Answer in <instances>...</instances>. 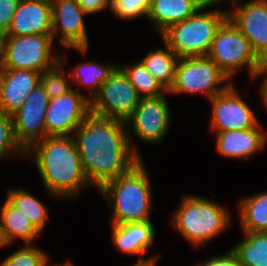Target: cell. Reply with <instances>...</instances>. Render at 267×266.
<instances>
[{
	"label": "cell",
	"instance_id": "cell-1",
	"mask_svg": "<svg viewBox=\"0 0 267 266\" xmlns=\"http://www.w3.org/2000/svg\"><path fill=\"white\" fill-rule=\"evenodd\" d=\"M72 137L83 172L97 190L142 159L133 151L123 121L90 113Z\"/></svg>",
	"mask_w": 267,
	"mask_h": 266
},
{
	"label": "cell",
	"instance_id": "cell-2",
	"mask_svg": "<svg viewBox=\"0 0 267 266\" xmlns=\"http://www.w3.org/2000/svg\"><path fill=\"white\" fill-rule=\"evenodd\" d=\"M51 197L72 200L89 186L72 136H47L25 152Z\"/></svg>",
	"mask_w": 267,
	"mask_h": 266
},
{
	"label": "cell",
	"instance_id": "cell-3",
	"mask_svg": "<svg viewBox=\"0 0 267 266\" xmlns=\"http://www.w3.org/2000/svg\"><path fill=\"white\" fill-rule=\"evenodd\" d=\"M147 171L141 159L128 172L108 181L98 190L111 209L110 224L151 220L153 192Z\"/></svg>",
	"mask_w": 267,
	"mask_h": 266
},
{
	"label": "cell",
	"instance_id": "cell-4",
	"mask_svg": "<svg viewBox=\"0 0 267 266\" xmlns=\"http://www.w3.org/2000/svg\"><path fill=\"white\" fill-rule=\"evenodd\" d=\"M170 218L171 227L194 248L212 242L232 224L226 207L203 196L185 194Z\"/></svg>",
	"mask_w": 267,
	"mask_h": 266
},
{
	"label": "cell",
	"instance_id": "cell-5",
	"mask_svg": "<svg viewBox=\"0 0 267 266\" xmlns=\"http://www.w3.org/2000/svg\"><path fill=\"white\" fill-rule=\"evenodd\" d=\"M223 2L224 0H209L194 15L168 27L160 34L163 43L179 58L207 56L216 31L228 18V10H205Z\"/></svg>",
	"mask_w": 267,
	"mask_h": 266
},
{
	"label": "cell",
	"instance_id": "cell-6",
	"mask_svg": "<svg viewBox=\"0 0 267 266\" xmlns=\"http://www.w3.org/2000/svg\"><path fill=\"white\" fill-rule=\"evenodd\" d=\"M53 44L52 34L1 36L0 69L49 70L60 61Z\"/></svg>",
	"mask_w": 267,
	"mask_h": 266
},
{
	"label": "cell",
	"instance_id": "cell-7",
	"mask_svg": "<svg viewBox=\"0 0 267 266\" xmlns=\"http://www.w3.org/2000/svg\"><path fill=\"white\" fill-rule=\"evenodd\" d=\"M207 56L230 80L245 66L252 80L265 65L255 54L248 38L229 18L216 31Z\"/></svg>",
	"mask_w": 267,
	"mask_h": 266
},
{
	"label": "cell",
	"instance_id": "cell-8",
	"mask_svg": "<svg viewBox=\"0 0 267 266\" xmlns=\"http://www.w3.org/2000/svg\"><path fill=\"white\" fill-rule=\"evenodd\" d=\"M231 84L229 77L208 56L184 57L177 62L175 79L168 94H204L211 100Z\"/></svg>",
	"mask_w": 267,
	"mask_h": 266
},
{
	"label": "cell",
	"instance_id": "cell-9",
	"mask_svg": "<svg viewBox=\"0 0 267 266\" xmlns=\"http://www.w3.org/2000/svg\"><path fill=\"white\" fill-rule=\"evenodd\" d=\"M167 95L168 92L158 97L141 98L131 117L125 122L130 145L140 158L142 156L132 141L133 137L150 145L160 144L167 137L172 116Z\"/></svg>",
	"mask_w": 267,
	"mask_h": 266
},
{
	"label": "cell",
	"instance_id": "cell-10",
	"mask_svg": "<svg viewBox=\"0 0 267 266\" xmlns=\"http://www.w3.org/2000/svg\"><path fill=\"white\" fill-rule=\"evenodd\" d=\"M140 99L127 75L118 66L91 100V113L126 122Z\"/></svg>",
	"mask_w": 267,
	"mask_h": 266
},
{
	"label": "cell",
	"instance_id": "cell-11",
	"mask_svg": "<svg viewBox=\"0 0 267 266\" xmlns=\"http://www.w3.org/2000/svg\"><path fill=\"white\" fill-rule=\"evenodd\" d=\"M52 38L63 49L86 54L89 46L86 22L88 15L76 0H52ZM58 37V39H57Z\"/></svg>",
	"mask_w": 267,
	"mask_h": 266
},
{
	"label": "cell",
	"instance_id": "cell-12",
	"mask_svg": "<svg viewBox=\"0 0 267 266\" xmlns=\"http://www.w3.org/2000/svg\"><path fill=\"white\" fill-rule=\"evenodd\" d=\"M90 113L88 96L74 88L50 99L44 119L48 136H72Z\"/></svg>",
	"mask_w": 267,
	"mask_h": 266
},
{
	"label": "cell",
	"instance_id": "cell-13",
	"mask_svg": "<svg viewBox=\"0 0 267 266\" xmlns=\"http://www.w3.org/2000/svg\"><path fill=\"white\" fill-rule=\"evenodd\" d=\"M49 100L44 87L39 83L22 106L12 114L16 141L25 152L48 136L44 119Z\"/></svg>",
	"mask_w": 267,
	"mask_h": 266
},
{
	"label": "cell",
	"instance_id": "cell-14",
	"mask_svg": "<svg viewBox=\"0 0 267 266\" xmlns=\"http://www.w3.org/2000/svg\"><path fill=\"white\" fill-rule=\"evenodd\" d=\"M233 84L211 100V131L214 133L231 130H246L260 121L248 103L239 95Z\"/></svg>",
	"mask_w": 267,
	"mask_h": 266
},
{
	"label": "cell",
	"instance_id": "cell-15",
	"mask_svg": "<svg viewBox=\"0 0 267 266\" xmlns=\"http://www.w3.org/2000/svg\"><path fill=\"white\" fill-rule=\"evenodd\" d=\"M234 4L228 18L248 38L255 54L267 64V0H225ZM238 3V4H237Z\"/></svg>",
	"mask_w": 267,
	"mask_h": 266
},
{
	"label": "cell",
	"instance_id": "cell-16",
	"mask_svg": "<svg viewBox=\"0 0 267 266\" xmlns=\"http://www.w3.org/2000/svg\"><path fill=\"white\" fill-rule=\"evenodd\" d=\"M112 245L125 255L138 256L137 262L158 260L159 255L149 258L143 255L154 244L156 228L149 220L146 222H134L125 224H110Z\"/></svg>",
	"mask_w": 267,
	"mask_h": 266
},
{
	"label": "cell",
	"instance_id": "cell-17",
	"mask_svg": "<svg viewBox=\"0 0 267 266\" xmlns=\"http://www.w3.org/2000/svg\"><path fill=\"white\" fill-rule=\"evenodd\" d=\"M262 127L258 123L255 127L246 130L214 133L217 153L230 159L249 160L266 146L267 135Z\"/></svg>",
	"mask_w": 267,
	"mask_h": 266
},
{
	"label": "cell",
	"instance_id": "cell-18",
	"mask_svg": "<svg viewBox=\"0 0 267 266\" xmlns=\"http://www.w3.org/2000/svg\"><path fill=\"white\" fill-rule=\"evenodd\" d=\"M41 72L0 69V110L12 115L40 83Z\"/></svg>",
	"mask_w": 267,
	"mask_h": 266
},
{
	"label": "cell",
	"instance_id": "cell-19",
	"mask_svg": "<svg viewBox=\"0 0 267 266\" xmlns=\"http://www.w3.org/2000/svg\"><path fill=\"white\" fill-rule=\"evenodd\" d=\"M52 34L51 2L20 0L10 28L2 36Z\"/></svg>",
	"mask_w": 267,
	"mask_h": 266
},
{
	"label": "cell",
	"instance_id": "cell-20",
	"mask_svg": "<svg viewBox=\"0 0 267 266\" xmlns=\"http://www.w3.org/2000/svg\"><path fill=\"white\" fill-rule=\"evenodd\" d=\"M209 0H152L147 20L152 22V29L164 32L173 24L194 15Z\"/></svg>",
	"mask_w": 267,
	"mask_h": 266
},
{
	"label": "cell",
	"instance_id": "cell-21",
	"mask_svg": "<svg viewBox=\"0 0 267 266\" xmlns=\"http://www.w3.org/2000/svg\"><path fill=\"white\" fill-rule=\"evenodd\" d=\"M0 224L10 244L15 243L18 238L25 245H32L41 233L27 216L13 207L6 199L0 207Z\"/></svg>",
	"mask_w": 267,
	"mask_h": 266
},
{
	"label": "cell",
	"instance_id": "cell-22",
	"mask_svg": "<svg viewBox=\"0 0 267 266\" xmlns=\"http://www.w3.org/2000/svg\"><path fill=\"white\" fill-rule=\"evenodd\" d=\"M119 66L118 63L105 62L97 63V61L82 62L72 68L69 73L72 79L73 85H78L77 90L80 88H86L89 91V100L100 91L101 85L106 81L114 70Z\"/></svg>",
	"mask_w": 267,
	"mask_h": 266
},
{
	"label": "cell",
	"instance_id": "cell-23",
	"mask_svg": "<svg viewBox=\"0 0 267 266\" xmlns=\"http://www.w3.org/2000/svg\"><path fill=\"white\" fill-rule=\"evenodd\" d=\"M238 202L242 232H267V191L240 198Z\"/></svg>",
	"mask_w": 267,
	"mask_h": 266
},
{
	"label": "cell",
	"instance_id": "cell-24",
	"mask_svg": "<svg viewBox=\"0 0 267 266\" xmlns=\"http://www.w3.org/2000/svg\"><path fill=\"white\" fill-rule=\"evenodd\" d=\"M179 57L164 43L163 48L150 50L140 61L147 71L168 92L175 79V70Z\"/></svg>",
	"mask_w": 267,
	"mask_h": 266
},
{
	"label": "cell",
	"instance_id": "cell-25",
	"mask_svg": "<svg viewBox=\"0 0 267 266\" xmlns=\"http://www.w3.org/2000/svg\"><path fill=\"white\" fill-rule=\"evenodd\" d=\"M6 200L20 210L42 232L48 222L49 208L27 189L20 187L8 190Z\"/></svg>",
	"mask_w": 267,
	"mask_h": 266
},
{
	"label": "cell",
	"instance_id": "cell-26",
	"mask_svg": "<svg viewBox=\"0 0 267 266\" xmlns=\"http://www.w3.org/2000/svg\"><path fill=\"white\" fill-rule=\"evenodd\" d=\"M243 235L231 248L241 266H267V232H243Z\"/></svg>",
	"mask_w": 267,
	"mask_h": 266
},
{
	"label": "cell",
	"instance_id": "cell-27",
	"mask_svg": "<svg viewBox=\"0 0 267 266\" xmlns=\"http://www.w3.org/2000/svg\"><path fill=\"white\" fill-rule=\"evenodd\" d=\"M141 98L158 97L167 93L161 84L147 71L140 61L132 65L119 64Z\"/></svg>",
	"mask_w": 267,
	"mask_h": 266
},
{
	"label": "cell",
	"instance_id": "cell-28",
	"mask_svg": "<svg viewBox=\"0 0 267 266\" xmlns=\"http://www.w3.org/2000/svg\"><path fill=\"white\" fill-rule=\"evenodd\" d=\"M66 55L60 54V61L51 69L41 73L40 83L50 99L56 98L73 89L70 73L66 77L64 63Z\"/></svg>",
	"mask_w": 267,
	"mask_h": 266
},
{
	"label": "cell",
	"instance_id": "cell-29",
	"mask_svg": "<svg viewBox=\"0 0 267 266\" xmlns=\"http://www.w3.org/2000/svg\"><path fill=\"white\" fill-rule=\"evenodd\" d=\"M6 157L25 159V151L16 141L12 115L0 110V162Z\"/></svg>",
	"mask_w": 267,
	"mask_h": 266
},
{
	"label": "cell",
	"instance_id": "cell-30",
	"mask_svg": "<svg viewBox=\"0 0 267 266\" xmlns=\"http://www.w3.org/2000/svg\"><path fill=\"white\" fill-rule=\"evenodd\" d=\"M49 256L37 245H23L6 257L0 266H49Z\"/></svg>",
	"mask_w": 267,
	"mask_h": 266
},
{
	"label": "cell",
	"instance_id": "cell-31",
	"mask_svg": "<svg viewBox=\"0 0 267 266\" xmlns=\"http://www.w3.org/2000/svg\"><path fill=\"white\" fill-rule=\"evenodd\" d=\"M152 0H111L110 11L122 20H134L147 14Z\"/></svg>",
	"mask_w": 267,
	"mask_h": 266
},
{
	"label": "cell",
	"instance_id": "cell-32",
	"mask_svg": "<svg viewBox=\"0 0 267 266\" xmlns=\"http://www.w3.org/2000/svg\"><path fill=\"white\" fill-rule=\"evenodd\" d=\"M20 0H0V35H5L17 11Z\"/></svg>",
	"mask_w": 267,
	"mask_h": 266
},
{
	"label": "cell",
	"instance_id": "cell-33",
	"mask_svg": "<svg viewBox=\"0 0 267 266\" xmlns=\"http://www.w3.org/2000/svg\"><path fill=\"white\" fill-rule=\"evenodd\" d=\"M194 266H241L235 253L230 249L226 253L209 257Z\"/></svg>",
	"mask_w": 267,
	"mask_h": 266
},
{
	"label": "cell",
	"instance_id": "cell-34",
	"mask_svg": "<svg viewBox=\"0 0 267 266\" xmlns=\"http://www.w3.org/2000/svg\"><path fill=\"white\" fill-rule=\"evenodd\" d=\"M79 6L88 14H97L111 8V0H76Z\"/></svg>",
	"mask_w": 267,
	"mask_h": 266
},
{
	"label": "cell",
	"instance_id": "cell-35",
	"mask_svg": "<svg viewBox=\"0 0 267 266\" xmlns=\"http://www.w3.org/2000/svg\"><path fill=\"white\" fill-rule=\"evenodd\" d=\"M259 77H263L259 88V96H261V100L263 102L262 105L264 104L263 107H265L267 111V64L264 65V67L255 76V78H253V80H256L257 78L259 80Z\"/></svg>",
	"mask_w": 267,
	"mask_h": 266
},
{
	"label": "cell",
	"instance_id": "cell-36",
	"mask_svg": "<svg viewBox=\"0 0 267 266\" xmlns=\"http://www.w3.org/2000/svg\"><path fill=\"white\" fill-rule=\"evenodd\" d=\"M11 244L9 243V241L7 240L6 238V235H5V231L3 230V228L1 227V224H0V248L2 249L3 247L6 248V246H10Z\"/></svg>",
	"mask_w": 267,
	"mask_h": 266
},
{
	"label": "cell",
	"instance_id": "cell-37",
	"mask_svg": "<svg viewBox=\"0 0 267 266\" xmlns=\"http://www.w3.org/2000/svg\"><path fill=\"white\" fill-rule=\"evenodd\" d=\"M157 261L158 260H148L146 262H136L133 266H156Z\"/></svg>",
	"mask_w": 267,
	"mask_h": 266
},
{
	"label": "cell",
	"instance_id": "cell-38",
	"mask_svg": "<svg viewBox=\"0 0 267 266\" xmlns=\"http://www.w3.org/2000/svg\"><path fill=\"white\" fill-rule=\"evenodd\" d=\"M49 266H74L73 262H71V260H66V262L64 261L61 264H50Z\"/></svg>",
	"mask_w": 267,
	"mask_h": 266
}]
</instances>
